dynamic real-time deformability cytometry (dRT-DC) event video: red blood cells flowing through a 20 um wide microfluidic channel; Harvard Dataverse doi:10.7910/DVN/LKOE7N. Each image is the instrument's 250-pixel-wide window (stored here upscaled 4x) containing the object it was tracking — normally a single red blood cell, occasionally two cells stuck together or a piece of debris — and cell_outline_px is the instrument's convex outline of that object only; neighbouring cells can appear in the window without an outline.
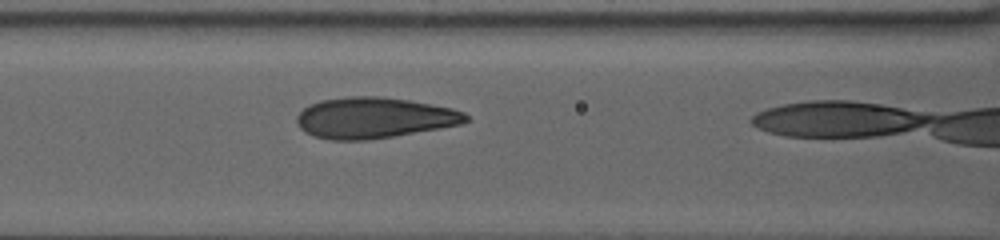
{"species": "human", "species_latin": "Homo sapiens", "temperature_condition": "warm", "stored_images_in_passage": 10, "camera_frame_rate_fps": 3000, "um_per_image_px": 0.085, "donor": {"sex": "female"}, "frame": {"image": 1, "passage_image": 4, "time_ms": 1.0, "image_size_px": [1000, 240], "cell_outline_px": [[468, 120], [460, 124], [440, 128], [368, 140], [332, 140], [316, 136], [304, 132], [300, 128], [296, 120], [296, 116], [308, 104], [320, 100], [348, 96], [376, 96], [408, 100], [452, 108], [464, 112], [468, 116]], "centroid_in_image_um": [31.76, 10.01], "position_along_channel_um": 134.8, "area_um2": 40.11}}